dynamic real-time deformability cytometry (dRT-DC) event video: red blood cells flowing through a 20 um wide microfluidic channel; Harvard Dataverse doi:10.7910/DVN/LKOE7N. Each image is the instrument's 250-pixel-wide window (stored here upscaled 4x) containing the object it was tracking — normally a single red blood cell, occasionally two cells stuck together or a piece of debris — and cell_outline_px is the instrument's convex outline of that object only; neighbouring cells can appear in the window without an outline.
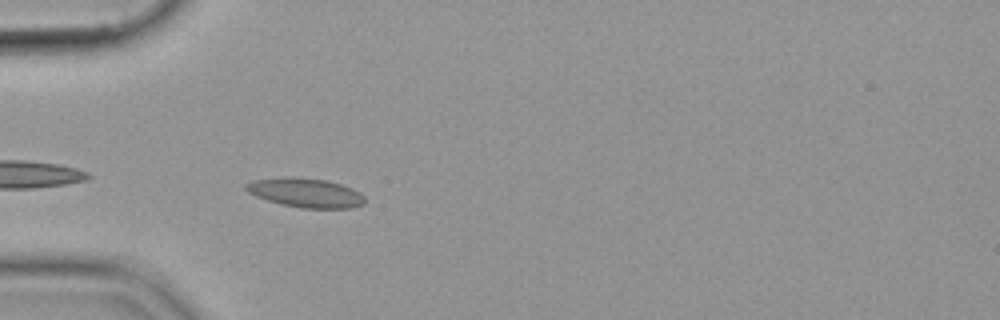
{"species": "common noctule bat (a hibernating species)", "species_latin": "Nyctalus noctula", "temperature_condition": "cold", "stored_images_in_passage": 40, "camera_frame_rate_fps": 3000, "um_per_image_px": 0.085, "animal": {"sex": "female", "body_mass_g": 19.9}, "frame": {"image": 1, "passage_image": 2, "time_ms": 0.333, "image_size_px": [1000, 320], "cell_outline_px": [[364, 204], [352, 208], [300, 208], [280, 204], [256, 196], [248, 192], [244, 188], [244, 184], [252, 180], [292, 176], [324, 180], [340, 184], [352, 188], [360, 192], [364, 196]], "centroid_in_image_um": [25.96, 16.38], "position_along_channel_um": 59.0, "area_um2": 20.29}}
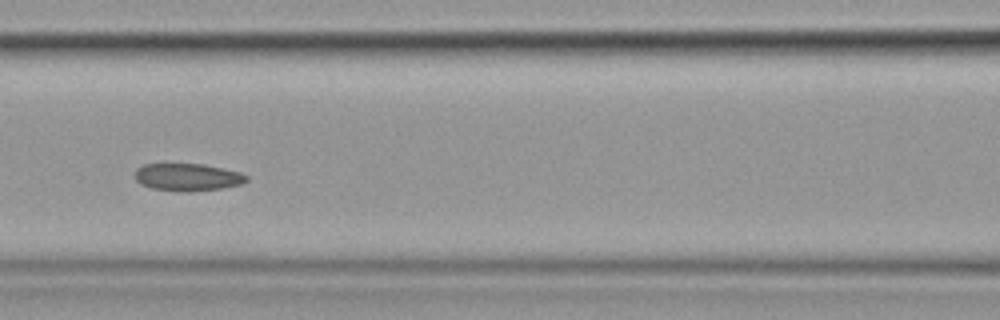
{"frame": {"image": 2, "passage_image": 10, "time_ms": 3.0, "image_size_px": [1000, 320], "cell_outline_px": [[248, 180], [240, 184], [220, 188], [188, 192], [176, 192], [152, 188], [140, 184], [136, 180], [136, 168], [144, 164], [204, 164], [240, 172], [248, 176]], "centroid_in_image_um": [15.93, 15.06], "position_along_channel_um": 150.7, "area_um2": 17.86}}
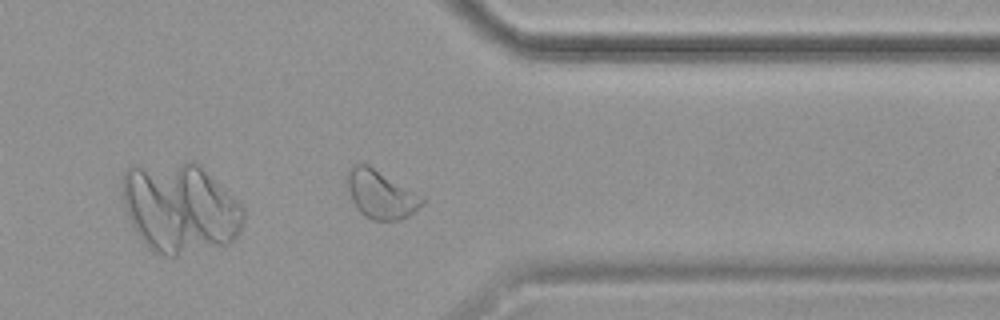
{"frame": {"image": 3, "passage_image": 29, "time_ms": 9.333, "image_size_px": [1000, 320], "cell_outline_px": [[424, 204], [408, 216], [400, 220], [372, 220], [364, 216], [360, 212], [352, 200], [344, 180], [348, 168], [356, 164], [368, 164], [424, 196]], "centroid_in_image_um": [32.35, 16.51], "position_along_channel_um": 379.0, "area_um2": 21.39}}